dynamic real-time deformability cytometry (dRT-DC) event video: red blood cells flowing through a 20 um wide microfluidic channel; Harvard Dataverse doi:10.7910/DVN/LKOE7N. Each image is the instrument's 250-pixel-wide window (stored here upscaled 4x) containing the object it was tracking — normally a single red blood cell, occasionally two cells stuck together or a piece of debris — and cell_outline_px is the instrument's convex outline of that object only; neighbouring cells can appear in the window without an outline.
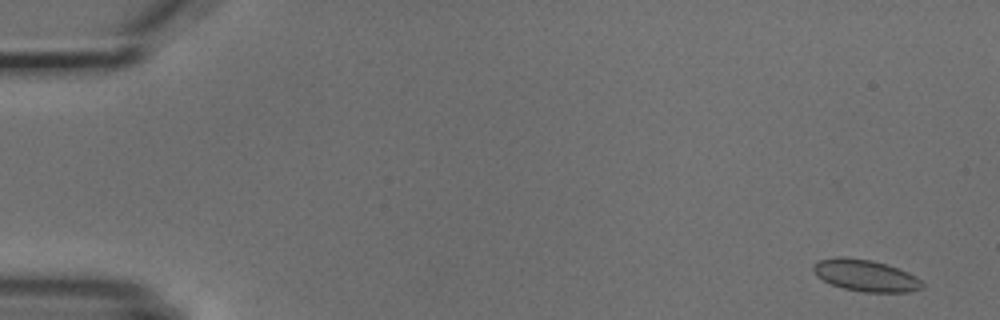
{"species": "common noctule bat (a hibernating species)", "species_latin": "Nyctalus noctula", "temperature_condition": "cold", "stored_images_in_passage": 6, "segment_of_instrument_passage": [1, 2], "camera_frame_rate_fps": 3000, "um_per_image_px": 0.085, "animal": {"sex": "male", "body_mass_g": 18.8}, "frame": {"image": 1, "passage_image": 1, "time_ms": 0.0, "image_size_px": [1000, 320], "cell_outline_px": [[924, 288], [908, 292], [864, 292], [844, 288], [832, 284], [816, 276], [812, 268], [812, 264], [820, 260], [840, 256], [844, 256], [872, 260], [908, 272], [916, 276], [924, 284]], "centroid_in_image_um": [73.57, 23.41], "position_along_channel_um": 11.4, "area_um2": 20.06}}
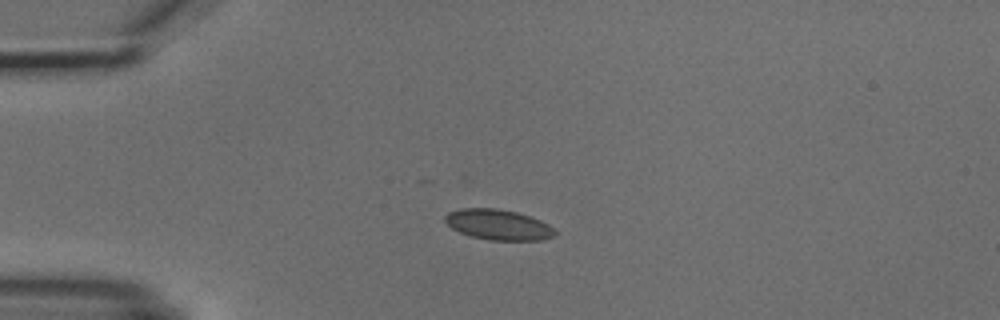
{"frame": {"image": 2, "passage_image": 4, "time_ms": 3.667, "image_size_px": [1000, 320], "cell_outline_px": [[556, 236], [540, 240], [488, 240], [472, 236], [460, 232], [452, 228], [444, 220], [444, 216], [448, 212], [460, 208], [496, 208], [516, 212], [540, 220], [548, 224], [556, 232]], "centroid_in_image_um": [42.34, 19.09], "position_along_channel_um": 42.7, "area_um2": 19.42}}